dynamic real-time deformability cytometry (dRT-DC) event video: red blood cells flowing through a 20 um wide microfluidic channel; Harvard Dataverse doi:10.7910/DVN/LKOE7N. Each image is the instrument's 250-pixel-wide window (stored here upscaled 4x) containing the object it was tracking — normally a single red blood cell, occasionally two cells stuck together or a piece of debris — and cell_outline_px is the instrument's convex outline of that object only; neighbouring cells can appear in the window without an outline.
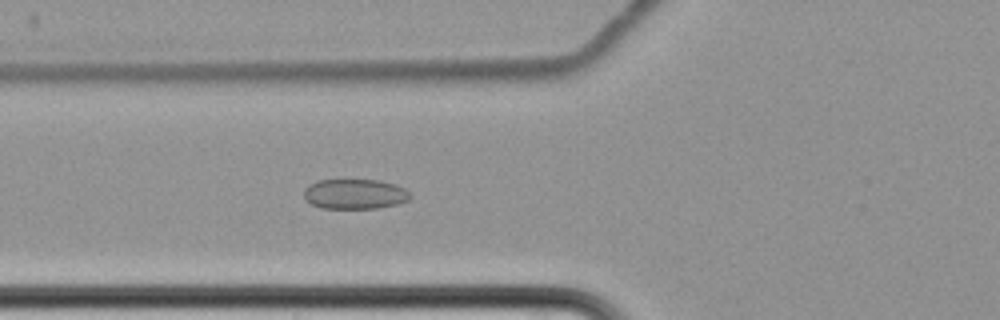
{"species": "common noctule bat (a hibernating species)", "species_latin": "Nyctalus noctula", "temperature_condition": "cold", "stored_images_in_passage": 4, "camera_frame_rate_fps": 3000, "um_per_image_px": 0.085, "animal": {"sex": "female", "body_mass_g": 22.7, "forearm_length_mm": 54.2}, "frame": {"image": 1, "passage_image": 4, "time_ms": 3.667, "image_size_px": [1000, 320], "cell_outline_px": [[412, 196], [408, 200], [396, 204], [376, 208], [320, 208], [304, 200], [304, 188], [308, 184], [316, 180], [380, 180], [404, 188]], "centroid_in_image_um": [30.1, 16.49], "position_along_channel_um": 95.7, "area_um2": 18.61}}